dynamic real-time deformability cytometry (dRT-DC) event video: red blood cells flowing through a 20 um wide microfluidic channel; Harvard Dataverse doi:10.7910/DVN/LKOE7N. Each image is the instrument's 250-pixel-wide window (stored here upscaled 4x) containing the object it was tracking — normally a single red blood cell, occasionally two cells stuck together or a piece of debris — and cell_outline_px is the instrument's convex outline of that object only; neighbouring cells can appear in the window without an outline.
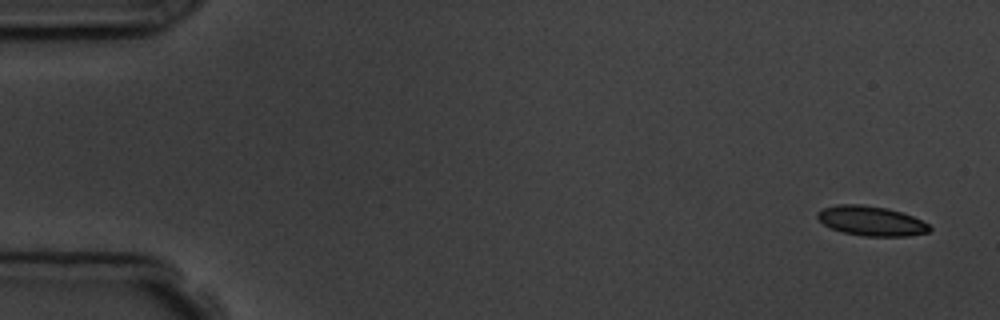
{"species": "common noctule bat (a hibernating species)", "species_latin": "Nyctalus noctula", "temperature_condition": "room temperature", "stored_images_in_passage": 4, "camera_frame_rate_fps": 3000, "um_per_image_px": 0.085, "animal": {"sex": "male", "body_mass_g": 19.5, "forearm_length_mm": 54.6}, "frame": {"image": 1, "passage_image": 1, "time_ms": 0.0, "image_size_px": [1000, 320], "cell_outline_px": [[932, 228], [928, 232], [908, 236], [864, 236], [844, 232], [832, 228], [824, 224], [816, 216], [816, 212], [824, 208], [836, 204], [860, 204], [888, 208], [912, 216], [928, 224]], "centroid_in_image_um": [74.04, 18.77], "position_along_channel_um": 11.0, "area_um2": 19.25}}
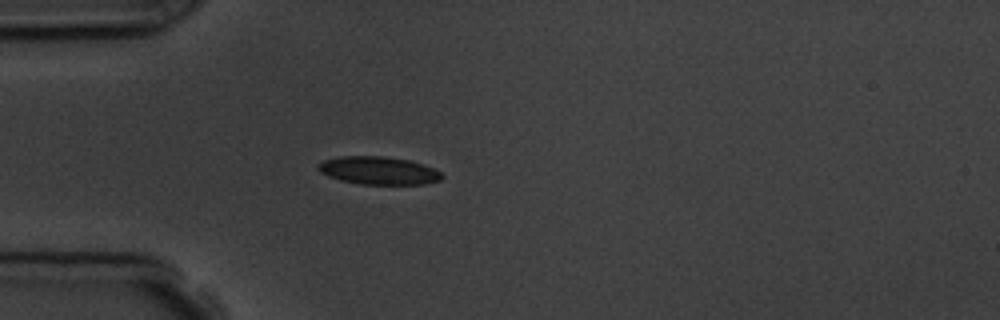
{"frame": {"image": 2, "passage_image": 4, "time_ms": 4.333, "image_size_px": [1000, 320], "cell_outline_px": [[444, 176], [440, 180], [424, 184], [360, 184], [340, 180], [328, 176], [320, 172], [316, 168], [324, 160], [340, 156], [384, 156], [408, 160], [424, 164], [440, 172]], "centroid_in_image_um": [32.17, 14.49], "position_along_channel_um": 52.8, "area_um2": 20.06}}